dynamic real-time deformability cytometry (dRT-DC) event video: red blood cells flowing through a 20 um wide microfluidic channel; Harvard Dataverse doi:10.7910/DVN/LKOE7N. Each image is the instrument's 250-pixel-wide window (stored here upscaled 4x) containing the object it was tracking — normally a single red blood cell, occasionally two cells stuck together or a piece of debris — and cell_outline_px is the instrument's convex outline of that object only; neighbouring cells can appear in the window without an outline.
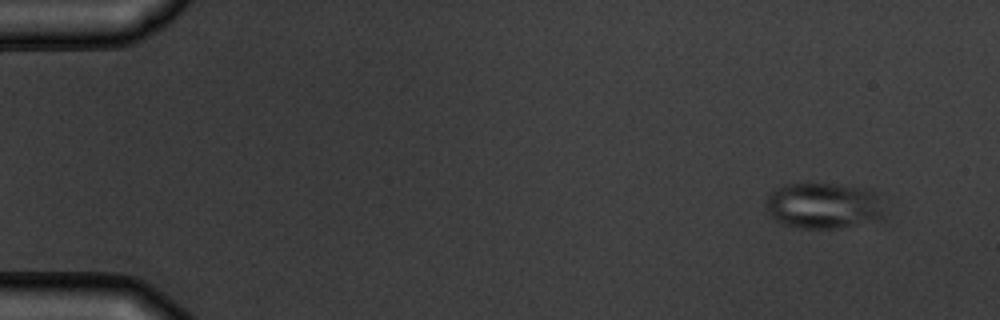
{"species": "common noctule bat (a hibernating species)", "species_latin": "Nyctalus noctula", "temperature_condition": "warm", "stored_images_in_passage": 8, "camera_frame_rate_fps": 3000, "um_per_image_px": 0.085, "animal": {"sex": "male", "body_mass_g": 19.5, "forearm_length_mm": 54.6}, "frame": {"image": 1, "passage_image": 1, "time_ms": 0.0, "image_size_px": [1000, 320], "cell_outline_px": [[884, 216], [880, 220], [836, 228], [800, 228], [784, 224], [776, 220], [764, 208], [764, 200], [776, 188], [784, 184], [840, 184], [868, 188], [876, 196]], "centroid_in_image_um": [69.95, 17.48], "position_along_channel_um": 15.1, "area_um2": 31.67}}